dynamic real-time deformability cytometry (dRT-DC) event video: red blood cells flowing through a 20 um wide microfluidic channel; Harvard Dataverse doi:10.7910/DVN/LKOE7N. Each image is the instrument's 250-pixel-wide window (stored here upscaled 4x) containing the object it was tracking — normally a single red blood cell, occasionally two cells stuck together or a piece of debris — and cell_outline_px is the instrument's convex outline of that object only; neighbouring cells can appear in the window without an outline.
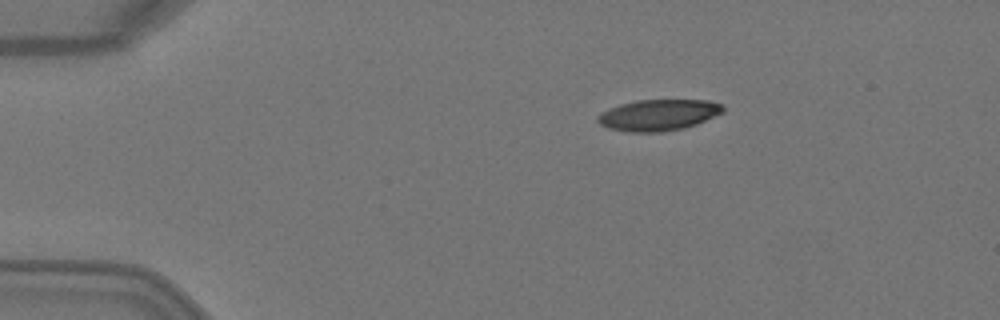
{"species": "Egyptian fruit bat (a non-hibernating species)", "species_latin": "Rousettus aegyptiacus", "temperature_condition": "warm", "stored_images_in_passage": 7, "camera_frame_rate_fps": 3000, "um_per_image_px": 0.085, "animal": {"sex": "female"}, "frame": {"image": 1, "passage_image": 3, "time_ms": 0.667, "image_size_px": [1000, 320], "cell_outline_px": [[724, 112], [696, 124], [684, 128], [660, 132], [628, 132], [608, 128], [600, 124], [596, 120], [596, 116], [600, 112], [608, 108], [620, 104], [636, 100], [708, 100], [720, 104], [724, 108]], "centroid_in_image_um": [55.92, 9.77], "position_along_channel_um": 29.1, "area_um2": 22.89}}
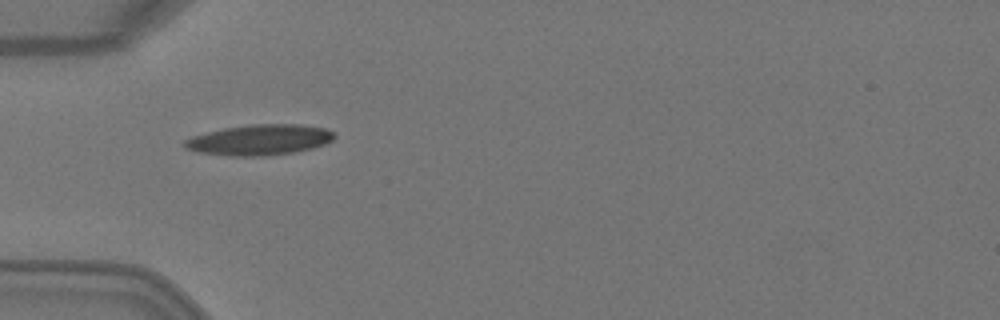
{"frame": {"image": 2, "passage_image": 5, "time_ms": 1.333, "image_size_px": [1000, 320], "cell_outline_px": [[336, 136], [332, 140], [324, 144], [312, 148], [292, 152], [264, 156], [232, 156], [200, 152], [184, 148], [184, 140], [192, 136], [224, 128], [248, 124], [300, 124], [324, 128], [332, 132]], "centroid_in_image_um": [22.05, 11.88], "position_along_channel_um": 63.0, "area_um2": 26.53}}
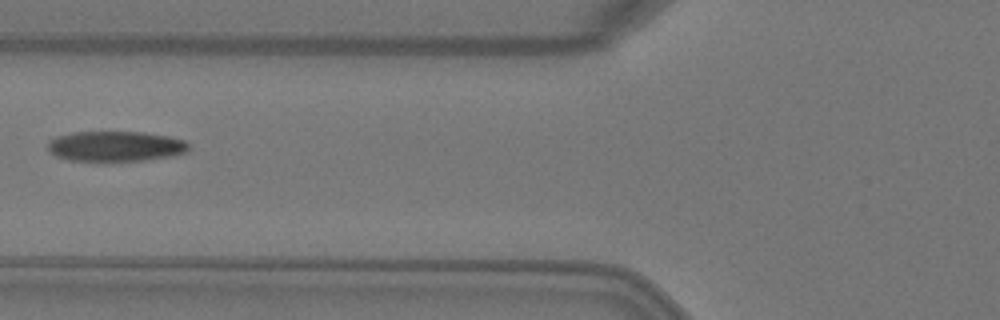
{"frame": {"image": 3, "passage_image": 6, "time_ms": 1.667, "image_size_px": [1000, 320], "cell_outline_px": [[188, 152], [176, 156], [144, 160], [68, 160], [56, 156], [48, 148], [48, 140], [56, 136], [72, 132], [144, 132], [168, 136], [184, 140], [188, 144]], "centroid_in_image_um": [9.85, 12.42], "position_along_channel_um": 116.0, "area_um2": 24.8}}